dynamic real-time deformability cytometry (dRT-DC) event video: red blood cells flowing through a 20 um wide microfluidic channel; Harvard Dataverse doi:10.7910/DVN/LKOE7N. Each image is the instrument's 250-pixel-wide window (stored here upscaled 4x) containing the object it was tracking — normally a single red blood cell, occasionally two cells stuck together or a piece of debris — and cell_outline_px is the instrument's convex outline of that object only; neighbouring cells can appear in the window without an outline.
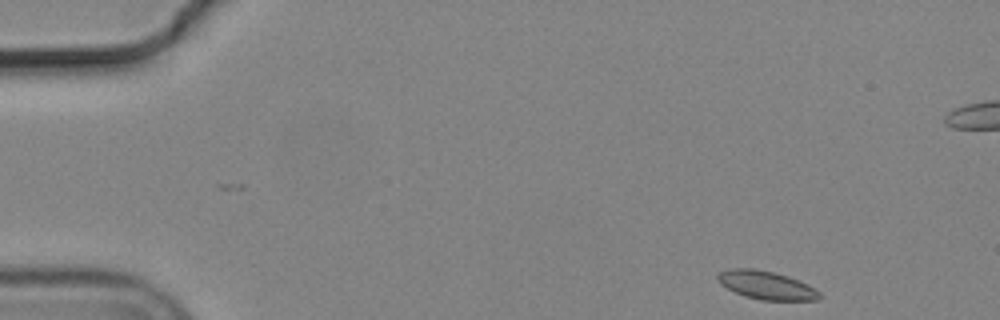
{"species": "common noctule bat (a hibernating species)", "species_latin": "Nyctalus noctula", "temperature_condition": "cold", "stored_images_in_passage": 53, "camera_frame_rate_fps": 3000, "um_per_image_px": 0.085, "animal": {"sex": "male", "body_mass_g": 19.2, "forearm_length_mm": 51.8}, "frame": {"image": 1, "passage_image": 2, "time_ms": 0.333, "image_size_px": [1000, 320], "cell_outline_px": [[820, 296], [816, 300], [760, 300], [744, 296], [720, 284], [716, 280], [716, 276], [720, 272], [728, 268], [756, 268], [788, 276], [808, 284], [816, 288], [820, 292]], "centroid_in_image_um": [65.12, 24.23], "position_along_channel_um": 19.9, "area_um2": 16.88}}
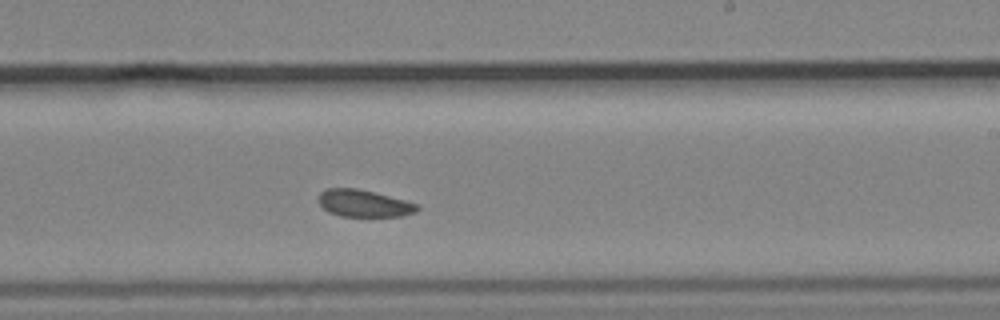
{"frame": {"image": 2, "passage_image": 30, "time_ms": 9.667, "image_size_px": [1000, 320], "cell_outline_px": [[420, 208], [416, 212], [400, 216], [340, 216], [328, 212], [320, 204], [320, 192], [324, 188], [356, 188], [404, 200], [416, 204]], "centroid_in_image_um": [30.91, 17.29], "position_along_channel_um": 258.1, "area_um2": 15.32}}
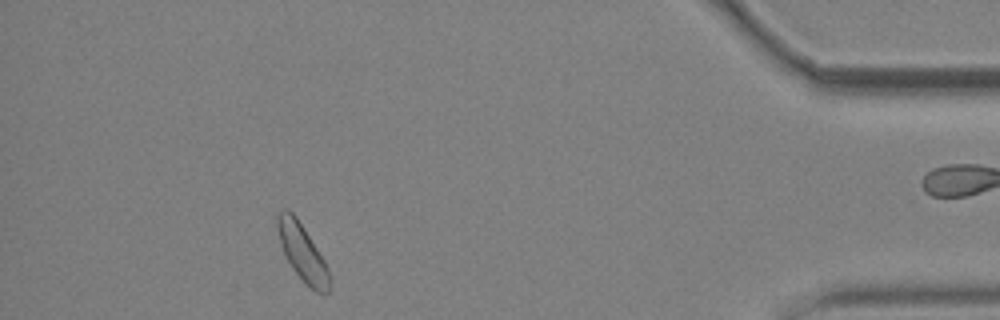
{"frame": {"image": 3, "passage_image": 47, "time_ms": 15.333, "image_size_px": [1000, 320], "cell_outline_px": [[328, 292], [316, 292], [292, 268], [284, 252], [276, 228], [276, 216], [284, 208], [292, 212], [296, 216], [304, 228], [324, 260], [328, 268]], "centroid_in_image_um": [25.66, 21.38], "position_along_channel_um": 409.5, "area_um2": 16.47}, "authors_computed_cell_mechanics": {"area_um2": 16.7042, "velocity_mm_per_s": 3.6397, "shape_relaxation_time_tau1_ms": 3.0491, "shape_relaxation_time_tau2_ms": 2.2417, "deformation_change_tau1": 0.058, "deformation_change_tau2": 0.067}}